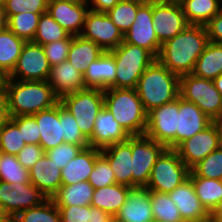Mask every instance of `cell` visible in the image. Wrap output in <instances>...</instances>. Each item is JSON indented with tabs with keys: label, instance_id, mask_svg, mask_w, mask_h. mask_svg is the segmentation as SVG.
<instances>
[{
	"label": "cell",
	"instance_id": "6da1fadb",
	"mask_svg": "<svg viewBox=\"0 0 222 222\" xmlns=\"http://www.w3.org/2000/svg\"><path fill=\"white\" fill-rule=\"evenodd\" d=\"M208 42L205 26L188 25L175 37L161 45L157 60L179 76L190 74Z\"/></svg>",
	"mask_w": 222,
	"mask_h": 222
},
{
	"label": "cell",
	"instance_id": "7a4b0ae2",
	"mask_svg": "<svg viewBox=\"0 0 222 222\" xmlns=\"http://www.w3.org/2000/svg\"><path fill=\"white\" fill-rule=\"evenodd\" d=\"M2 89L8 100L11 117L33 115L60 102L47 81L2 79Z\"/></svg>",
	"mask_w": 222,
	"mask_h": 222
},
{
	"label": "cell",
	"instance_id": "3957f363",
	"mask_svg": "<svg viewBox=\"0 0 222 222\" xmlns=\"http://www.w3.org/2000/svg\"><path fill=\"white\" fill-rule=\"evenodd\" d=\"M179 89L180 76L157 59L144 71L135 88L147 113L177 99Z\"/></svg>",
	"mask_w": 222,
	"mask_h": 222
},
{
	"label": "cell",
	"instance_id": "277c9868",
	"mask_svg": "<svg viewBox=\"0 0 222 222\" xmlns=\"http://www.w3.org/2000/svg\"><path fill=\"white\" fill-rule=\"evenodd\" d=\"M104 107L130 136L144 135L147 112L135 89L107 88L104 90Z\"/></svg>",
	"mask_w": 222,
	"mask_h": 222
},
{
	"label": "cell",
	"instance_id": "5b68a950",
	"mask_svg": "<svg viewBox=\"0 0 222 222\" xmlns=\"http://www.w3.org/2000/svg\"><path fill=\"white\" fill-rule=\"evenodd\" d=\"M115 59V88L135 89L144 71L157 59L149 50L124 41L109 51Z\"/></svg>",
	"mask_w": 222,
	"mask_h": 222
},
{
	"label": "cell",
	"instance_id": "8992f818",
	"mask_svg": "<svg viewBox=\"0 0 222 222\" xmlns=\"http://www.w3.org/2000/svg\"><path fill=\"white\" fill-rule=\"evenodd\" d=\"M60 103L73 115L81 133L89 140L98 112L104 107V90L84 88L63 96Z\"/></svg>",
	"mask_w": 222,
	"mask_h": 222
},
{
	"label": "cell",
	"instance_id": "52a82bcc",
	"mask_svg": "<svg viewBox=\"0 0 222 222\" xmlns=\"http://www.w3.org/2000/svg\"><path fill=\"white\" fill-rule=\"evenodd\" d=\"M180 97L195 103L213 121L222 117V96L212 80L192 73L180 76Z\"/></svg>",
	"mask_w": 222,
	"mask_h": 222
},
{
	"label": "cell",
	"instance_id": "ba28073f",
	"mask_svg": "<svg viewBox=\"0 0 222 222\" xmlns=\"http://www.w3.org/2000/svg\"><path fill=\"white\" fill-rule=\"evenodd\" d=\"M190 168L174 149H166L155 162L146 188L149 191L170 193L189 177Z\"/></svg>",
	"mask_w": 222,
	"mask_h": 222
},
{
	"label": "cell",
	"instance_id": "9c48e42d",
	"mask_svg": "<svg viewBox=\"0 0 222 222\" xmlns=\"http://www.w3.org/2000/svg\"><path fill=\"white\" fill-rule=\"evenodd\" d=\"M178 112L179 97L149 111L144 135L165 145L167 149H175Z\"/></svg>",
	"mask_w": 222,
	"mask_h": 222
},
{
	"label": "cell",
	"instance_id": "30bf717a",
	"mask_svg": "<svg viewBox=\"0 0 222 222\" xmlns=\"http://www.w3.org/2000/svg\"><path fill=\"white\" fill-rule=\"evenodd\" d=\"M166 149L145 135L132 136V188L147 186L155 162Z\"/></svg>",
	"mask_w": 222,
	"mask_h": 222
},
{
	"label": "cell",
	"instance_id": "8fae6325",
	"mask_svg": "<svg viewBox=\"0 0 222 222\" xmlns=\"http://www.w3.org/2000/svg\"><path fill=\"white\" fill-rule=\"evenodd\" d=\"M84 39L93 41L104 51H111L124 40V34L115 26L106 12H87L83 30L80 34Z\"/></svg>",
	"mask_w": 222,
	"mask_h": 222
},
{
	"label": "cell",
	"instance_id": "7c38bea8",
	"mask_svg": "<svg viewBox=\"0 0 222 222\" xmlns=\"http://www.w3.org/2000/svg\"><path fill=\"white\" fill-rule=\"evenodd\" d=\"M51 66L44 54L42 45L28 41L8 79L20 81H47Z\"/></svg>",
	"mask_w": 222,
	"mask_h": 222
},
{
	"label": "cell",
	"instance_id": "4fadbf2b",
	"mask_svg": "<svg viewBox=\"0 0 222 222\" xmlns=\"http://www.w3.org/2000/svg\"><path fill=\"white\" fill-rule=\"evenodd\" d=\"M152 19L155 34L161 44L175 37L189 25L178 2L152 0Z\"/></svg>",
	"mask_w": 222,
	"mask_h": 222
},
{
	"label": "cell",
	"instance_id": "5bb4252c",
	"mask_svg": "<svg viewBox=\"0 0 222 222\" xmlns=\"http://www.w3.org/2000/svg\"><path fill=\"white\" fill-rule=\"evenodd\" d=\"M48 198L36 186L30 183H13L0 180V203L9 214L38 206Z\"/></svg>",
	"mask_w": 222,
	"mask_h": 222
},
{
	"label": "cell",
	"instance_id": "9a60e30c",
	"mask_svg": "<svg viewBox=\"0 0 222 222\" xmlns=\"http://www.w3.org/2000/svg\"><path fill=\"white\" fill-rule=\"evenodd\" d=\"M125 43L137 45L149 50L156 58L161 49V43L154 31L152 19V0L144 1L139 7L134 23L124 33Z\"/></svg>",
	"mask_w": 222,
	"mask_h": 222
},
{
	"label": "cell",
	"instance_id": "2e32d148",
	"mask_svg": "<svg viewBox=\"0 0 222 222\" xmlns=\"http://www.w3.org/2000/svg\"><path fill=\"white\" fill-rule=\"evenodd\" d=\"M220 147L219 131L213 121L204 130L180 143L174 150L191 169L199 161Z\"/></svg>",
	"mask_w": 222,
	"mask_h": 222
},
{
	"label": "cell",
	"instance_id": "e0dca14e",
	"mask_svg": "<svg viewBox=\"0 0 222 222\" xmlns=\"http://www.w3.org/2000/svg\"><path fill=\"white\" fill-rule=\"evenodd\" d=\"M86 0H48L47 12L70 35L79 36L89 11Z\"/></svg>",
	"mask_w": 222,
	"mask_h": 222
},
{
	"label": "cell",
	"instance_id": "ac0fdd59",
	"mask_svg": "<svg viewBox=\"0 0 222 222\" xmlns=\"http://www.w3.org/2000/svg\"><path fill=\"white\" fill-rule=\"evenodd\" d=\"M213 122L195 103L179 96V112L177 114L176 147L183 141L193 137Z\"/></svg>",
	"mask_w": 222,
	"mask_h": 222
},
{
	"label": "cell",
	"instance_id": "d6986e66",
	"mask_svg": "<svg viewBox=\"0 0 222 222\" xmlns=\"http://www.w3.org/2000/svg\"><path fill=\"white\" fill-rule=\"evenodd\" d=\"M101 154L108 160L116 183L132 188V136L101 149Z\"/></svg>",
	"mask_w": 222,
	"mask_h": 222
},
{
	"label": "cell",
	"instance_id": "ffe728a7",
	"mask_svg": "<svg viewBox=\"0 0 222 222\" xmlns=\"http://www.w3.org/2000/svg\"><path fill=\"white\" fill-rule=\"evenodd\" d=\"M130 135L114 119L113 114L105 107L101 108L95 119L93 134L89 145L103 149L109 145L126 141Z\"/></svg>",
	"mask_w": 222,
	"mask_h": 222
},
{
	"label": "cell",
	"instance_id": "44dd1931",
	"mask_svg": "<svg viewBox=\"0 0 222 222\" xmlns=\"http://www.w3.org/2000/svg\"><path fill=\"white\" fill-rule=\"evenodd\" d=\"M115 217L123 222L154 221L149 190L146 187L131 188Z\"/></svg>",
	"mask_w": 222,
	"mask_h": 222
},
{
	"label": "cell",
	"instance_id": "7402d4cb",
	"mask_svg": "<svg viewBox=\"0 0 222 222\" xmlns=\"http://www.w3.org/2000/svg\"><path fill=\"white\" fill-rule=\"evenodd\" d=\"M168 195L177 206L184 222H200L211 216L202 206L189 178Z\"/></svg>",
	"mask_w": 222,
	"mask_h": 222
},
{
	"label": "cell",
	"instance_id": "603a6c76",
	"mask_svg": "<svg viewBox=\"0 0 222 222\" xmlns=\"http://www.w3.org/2000/svg\"><path fill=\"white\" fill-rule=\"evenodd\" d=\"M47 82L59 99L85 88L83 74L68 60L51 67Z\"/></svg>",
	"mask_w": 222,
	"mask_h": 222
},
{
	"label": "cell",
	"instance_id": "cb8c5ba5",
	"mask_svg": "<svg viewBox=\"0 0 222 222\" xmlns=\"http://www.w3.org/2000/svg\"><path fill=\"white\" fill-rule=\"evenodd\" d=\"M116 63L109 51H104L94 62L88 64L83 74L85 88H98L106 90L115 88Z\"/></svg>",
	"mask_w": 222,
	"mask_h": 222
},
{
	"label": "cell",
	"instance_id": "d4e9b609",
	"mask_svg": "<svg viewBox=\"0 0 222 222\" xmlns=\"http://www.w3.org/2000/svg\"><path fill=\"white\" fill-rule=\"evenodd\" d=\"M30 182L47 198H51L61 187V169L46 155L29 169Z\"/></svg>",
	"mask_w": 222,
	"mask_h": 222
},
{
	"label": "cell",
	"instance_id": "484cf974",
	"mask_svg": "<svg viewBox=\"0 0 222 222\" xmlns=\"http://www.w3.org/2000/svg\"><path fill=\"white\" fill-rule=\"evenodd\" d=\"M101 154V149L92 146L83 148L63 169H61L62 185H72L88 181L94 169L96 158Z\"/></svg>",
	"mask_w": 222,
	"mask_h": 222
},
{
	"label": "cell",
	"instance_id": "4316f807",
	"mask_svg": "<svg viewBox=\"0 0 222 222\" xmlns=\"http://www.w3.org/2000/svg\"><path fill=\"white\" fill-rule=\"evenodd\" d=\"M40 132V146L45 150L64 143L62 123L59 120V103L54 107L33 114Z\"/></svg>",
	"mask_w": 222,
	"mask_h": 222
},
{
	"label": "cell",
	"instance_id": "83f0119b",
	"mask_svg": "<svg viewBox=\"0 0 222 222\" xmlns=\"http://www.w3.org/2000/svg\"><path fill=\"white\" fill-rule=\"evenodd\" d=\"M202 206L211 216L222 213V180L188 177Z\"/></svg>",
	"mask_w": 222,
	"mask_h": 222
},
{
	"label": "cell",
	"instance_id": "f1b7e54d",
	"mask_svg": "<svg viewBox=\"0 0 222 222\" xmlns=\"http://www.w3.org/2000/svg\"><path fill=\"white\" fill-rule=\"evenodd\" d=\"M26 41L8 27L0 32V77H8L14 70Z\"/></svg>",
	"mask_w": 222,
	"mask_h": 222
},
{
	"label": "cell",
	"instance_id": "f546056e",
	"mask_svg": "<svg viewBox=\"0 0 222 222\" xmlns=\"http://www.w3.org/2000/svg\"><path fill=\"white\" fill-rule=\"evenodd\" d=\"M130 189L129 186L117 183L94 189L91 206L99 208L113 217L125 203Z\"/></svg>",
	"mask_w": 222,
	"mask_h": 222
},
{
	"label": "cell",
	"instance_id": "4dcf8cb0",
	"mask_svg": "<svg viewBox=\"0 0 222 222\" xmlns=\"http://www.w3.org/2000/svg\"><path fill=\"white\" fill-rule=\"evenodd\" d=\"M104 52L93 41L82 36H73L67 60L82 74L87 70L88 64L96 61Z\"/></svg>",
	"mask_w": 222,
	"mask_h": 222
},
{
	"label": "cell",
	"instance_id": "1f68e13d",
	"mask_svg": "<svg viewBox=\"0 0 222 222\" xmlns=\"http://www.w3.org/2000/svg\"><path fill=\"white\" fill-rule=\"evenodd\" d=\"M192 74L212 81L222 74V43H207L195 63Z\"/></svg>",
	"mask_w": 222,
	"mask_h": 222
},
{
	"label": "cell",
	"instance_id": "d6a6232c",
	"mask_svg": "<svg viewBox=\"0 0 222 222\" xmlns=\"http://www.w3.org/2000/svg\"><path fill=\"white\" fill-rule=\"evenodd\" d=\"M183 13L189 25L205 26L222 9V0H182Z\"/></svg>",
	"mask_w": 222,
	"mask_h": 222
},
{
	"label": "cell",
	"instance_id": "836d02e7",
	"mask_svg": "<svg viewBox=\"0 0 222 222\" xmlns=\"http://www.w3.org/2000/svg\"><path fill=\"white\" fill-rule=\"evenodd\" d=\"M94 188L88 181L61 185L58 191L51 197L59 208L60 206H85L91 205Z\"/></svg>",
	"mask_w": 222,
	"mask_h": 222
},
{
	"label": "cell",
	"instance_id": "e575fe53",
	"mask_svg": "<svg viewBox=\"0 0 222 222\" xmlns=\"http://www.w3.org/2000/svg\"><path fill=\"white\" fill-rule=\"evenodd\" d=\"M143 0H120L113 8L106 13L111 21L118 27L122 33L127 32L135 21L138 7Z\"/></svg>",
	"mask_w": 222,
	"mask_h": 222
},
{
	"label": "cell",
	"instance_id": "d590c367",
	"mask_svg": "<svg viewBox=\"0 0 222 222\" xmlns=\"http://www.w3.org/2000/svg\"><path fill=\"white\" fill-rule=\"evenodd\" d=\"M154 221L184 222L174 201L166 193L149 191Z\"/></svg>",
	"mask_w": 222,
	"mask_h": 222
},
{
	"label": "cell",
	"instance_id": "8d00e7d4",
	"mask_svg": "<svg viewBox=\"0 0 222 222\" xmlns=\"http://www.w3.org/2000/svg\"><path fill=\"white\" fill-rule=\"evenodd\" d=\"M41 14L44 13L24 12L12 15L7 19V27L26 42L33 41Z\"/></svg>",
	"mask_w": 222,
	"mask_h": 222
},
{
	"label": "cell",
	"instance_id": "74e56055",
	"mask_svg": "<svg viewBox=\"0 0 222 222\" xmlns=\"http://www.w3.org/2000/svg\"><path fill=\"white\" fill-rule=\"evenodd\" d=\"M69 35L70 34L46 12L39 17L36 35L32 42L45 45L53 41L66 39Z\"/></svg>",
	"mask_w": 222,
	"mask_h": 222
},
{
	"label": "cell",
	"instance_id": "f35d334b",
	"mask_svg": "<svg viewBox=\"0 0 222 222\" xmlns=\"http://www.w3.org/2000/svg\"><path fill=\"white\" fill-rule=\"evenodd\" d=\"M189 177L222 180V148L214 150L190 169Z\"/></svg>",
	"mask_w": 222,
	"mask_h": 222
},
{
	"label": "cell",
	"instance_id": "ab89813d",
	"mask_svg": "<svg viewBox=\"0 0 222 222\" xmlns=\"http://www.w3.org/2000/svg\"><path fill=\"white\" fill-rule=\"evenodd\" d=\"M17 218L19 222H61L59 209L51 198L38 206L19 212Z\"/></svg>",
	"mask_w": 222,
	"mask_h": 222
},
{
	"label": "cell",
	"instance_id": "60d3db41",
	"mask_svg": "<svg viewBox=\"0 0 222 222\" xmlns=\"http://www.w3.org/2000/svg\"><path fill=\"white\" fill-rule=\"evenodd\" d=\"M0 180L9 184L30 183L29 170L20 164L16 155L4 153L0 163Z\"/></svg>",
	"mask_w": 222,
	"mask_h": 222
},
{
	"label": "cell",
	"instance_id": "b9f144b4",
	"mask_svg": "<svg viewBox=\"0 0 222 222\" xmlns=\"http://www.w3.org/2000/svg\"><path fill=\"white\" fill-rule=\"evenodd\" d=\"M59 120L62 123V135L64 142L89 147V141L81 133L77 121L73 115L59 102Z\"/></svg>",
	"mask_w": 222,
	"mask_h": 222
},
{
	"label": "cell",
	"instance_id": "7bdbcfd3",
	"mask_svg": "<svg viewBox=\"0 0 222 222\" xmlns=\"http://www.w3.org/2000/svg\"><path fill=\"white\" fill-rule=\"evenodd\" d=\"M19 128L9 120L0 128V147L5 154L17 155L26 145Z\"/></svg>",
	"mask_w": 222,
	"mask_h": 222
},
{
	"label": "cell",
	"instance_id": "ee69618b",
	"mask_svg": "<svg viewBox=\"0 0 222 222\" xmlns=\"http://www.w3.org/2000/svg\"><path fill=\"white\" fill-rule=\"evenodd\" d=\"M88 182L94 189L103 188L116 183L114 172L108 160L100 154L95 161V166L91 172Z\"/></svg>",
	"mask_w": 222,
	"mask_h": 222
},
{
	"label": "cell",
	"instance_id": "f6af8a7d",
	"mask_svg": "<svg viewBox=\"0 0 222 222\" xmlns=\"http://www.w3.org/2000/svg\"><path fill=\"white\" fill-rule=\"evenodd\" d=\"M7 19L15 14L32 12L46 13L48 0H2Z\"/></svg>",
	"mask_w": 222,
	"mask_h": 222
},
{
	"label": "cell",
	"instance_id": "bcb514c9",
	"mask_svg": "<svg viewBox=\"0 0 222 222\" xmlns=\"http://www.w3.org/2000/svg\"><path fill=\"white\" fill-rule=\"evenodd\" d=\"M20 130L22 139L26 144H40L38 123L33 115H22L10 119Z\"/></svg>",
	"mask_w": 222,
	"mask_h": 222
},
{
	"label": "cell",
	"instance_id": "7dc6e473",
	"mask_svg": "<svg viewBox=\"0 0 222 222\" xmlns=\"http://www.w3.org/2000/svg\"><path fill=\"white\" fill-rule=\"evenodd\" d=\"M83 147L67 142L45 151V155L52 160L60 169H63L75 158Z\"/></svg>",
	"mask_w": 222,
	"mask_h": 222
},
{
	"label": "cell",
	"instance_id": "c3c4849f",
	"mask_svg": "<svg viewBox=\"0 0 222 222\" xmlns=\"http://www.w3.org/2000/svg\"><path fill=\"white\" fill-rule=\"evenodd\" d=\"M72 38L73 36L69 35L66 39L42 45L44 54L51 67L67 60Z\"/></svg>",
	"mask_w": 222,
	"mask_h": 222
},
{
	"label": "cell",
	"instance_id": "681fc988",
	"mask_svg": "<svg viewBox=\"0 0 222 222\" xmlns=\"http://www.w3.org/2000/svg\"><path fill=\"white\" fill-rule=\"evenodd\" d=\"M61 222H89V205L85 206H60Z\"/></svg>",
	"mask_w": 222,
	"mask_h": 222
},
{
	"label": "cell",
	"instance_id": "f907efd6",
	"mask_svg": "<svg viewBox=\"0 0 222 222\" xmlns=\"http://www.w3.org/2000/svg\"><path fill=\"white\" fill-rule=\"evenodd\" d=\"M44 155L45 150L40 145L26 144L16 156L20 164L29 170Z\"/></svg>",
	"mask_w": 222,
	"mask_h": 222
},
{
	"label": "cell",
	"instance_id": "816d5d0a",
	"mask_svg": "<svg viewBox=\"0 0 222 222\" xmlns=\"http://www.w3.org/2000/svg\"><path fill=\"white\" fill-rule=\"evenodd\" d=\"M208 40L213 43H222V9L206 25Z\"/></svg>",
	"mask_w": 222,
	"mask_h": 222
},
{
	"label": "cell",
	"instance_id": "f5cc1de1",
	"mask_svg": "<svg viewBox=\"0 0 222 222\" xmlns=\"http://www.w3.org/2000/svg\"><path fill=\"white\" fill-rule=\"evenodd\" d=\"M120 0H86V2H91L92 5H88L90 10L96 12H107L109 9L113 8Z\"/></svg>",
	"mask_w": 222,
	"mask_h": 222
},
{
	"label": "cell",
	"instance_id": "db71d44e",
	"mask_svg": "<svg viewBox=\"0 0 222 222\" xmlns=\"http://www.w3.org/2000/svg\"><path fill=\"white\" fill-rule=\"evenodd\" d=\"M11 119L8 100L3 89H0V128Z\"/></svg>",
	"mask_w": 222,
	"mask_h": 222
},
{
	"label": "cell",
	"instance_id": "11a10c76",
	"mask_svg": "<svg viewBox=\"0 0 222 222\" xmlns=\"http://www.w3.org/2000/svg\"><path fill=\"white\" fill-rule=\"evenodd\" d=\"M112 216L105 211L89 205V222H109Z\"/></svg>",
	"mask_w": 222,
	"mask_h": 222
},
{
	"label": "cell",
	"instance_id": "9f6ffc18",
	"mask_svg": "<svg viewBox=\"0 0 222 222\" xmlns=\"http://www.w3.org/2000/svg\"><path fill=\"white\" fill-rule=\"evenodd\" d=\"M6 28H7V17H6L3 1L0 0V32Z\"/></svg>",
	"mask_w": 222,
	"mask_h": 222
},
{
	"label": "cell",
	"instance_id": "6f0895ef",
	"mask_svg": "<svg viewBox=\"0 0 222 222\" xmlns=\"http://www.w3.org/2000/svg\"><path fill=\"white\" fill-rule=\"evenodd\" d=\"M215 88L220 92L222 96V74H220L217 78L213 80Z\"/></svg>",
	"mask_w": 222,
	"mask_h": 222
},
{
	"label": "cell",
	"instance_id": "680465c9",
	"mask_svg": "<svg viewBox=\"0 0 222 222\" xmlns=\"http://www.w3.org/2000/svg\"><path fill=\"white\" fill-rule=\"evenodd\" d=\"M214 122L219 131L220 147L222 148V118L216 119Z\"/></svg>",
	"mask_w": 222,
	"mask_h": 222
},
{
	"label": "cell",
	"instance_id": "91938a15",
	"mask_svg": "<svg viewBox=\"0 0 222 222\" xmlns=\"http://www.w3.org/2000/svg\"><path fill=\"white\" fill-rule=\"evenodd\" d=\"M0 222H19L17 215L8 214L6 217L1 218Z\"/></svg>",
	"mask_w": 222,
	"mask_h": 222
},
{
	"label": "cell",
	"instance_id": "94428289",
	"mask_svg": "<svg viewBox=\"0 0 222 222\" xmlns=\"http://www.w3.org/2000/svg\"><path fill=\"white\" fill-rule=\"evenodd\" d=\"M200 222H221L219 216H210L208 219Z\"/></svg>",
	"mask_w": 222,
	"mask_h": 222
},
{
	"label": "cell",
	"instance_id": "6125c7cd",
	"mask_svg": "<svg viewBox=\"0 0 222 222\" xmlns=\"http://www.w3.org/2000/svg\"><path fill=\"white\" fill-rule=\"evenodd\" d=\"M8 214L5 207L0 203V219L6 217Z\"/></svg>",
	"mask_w": 222,
	"mask_h": 222
},
{
	"label": "cell",
	"instance_id": "be15d7a7",
	"mask_svg": "<svg viewBox=\"0 0 222 222\" xmlns=\"http://www.w3.org/2000/svg\"><path fill=\"white\" fill-rule=\"evenodd\" d=\"M109 222H123V221L118 220L115 216H113V217L109 220Z\"/></svg>",
	"mask_w": 222,
	"mask_h": 222
},
{
	"label": "cell",
	"instance_id": "e7e4bbea",
	"mask_svg": "<svg viewBox=\"0 0 222 222\" xmlns=\"http://www.w3.org/2000/svg\"><path fill=\"white\" fill-rule=\"evenodd\" d=\"M159 1H162V2H178V3H180L182 0H159Z\"/></svg>",
	"mask_w": 222,
	"mask_h": 222
},
{
	"label": "cell",
	"instance_id": "03108f58",
	"mask_svg": "<svg viewBox=\"0 0 222 222\" xmlns=\"http://www.w3.org/2000/svg\"><path fill=\"white\" fill-rule=\"evenodd\" d=\"M3 155H4V152H3V150H2L1 147H0V163H1V160H2Z\"/></svg>",
	"mask_w": 222,
	"mask_h": 222
},
{
	"label": "cell",
	"instance_id": "003e7915",
	"mask_svg": "<svg viewBox=\"0 0 222 222\" xmlns=\"http://www.w3.org/2000/svg\"><path fill=\"white\" fill-rule=\"evenodd\" d=\"M2 88V78L0 77V89Z\"/></svg>",
	"mask_w": 222,
	"mask_h": 222
},
{
	"label": "cell",
	"instance_id": "a7ac6f4b",
	"mask_svg": "<svg viewBox=\"0 0 222 222\" xmlns=\"http://www.w3.org/2000/svg\"><path fill=\"white\" fill-rule=\"evenodd\" d=\"M220 221L222 222V213L219 215Z\"/></svg>",
	"mask_w": 222,
	"mask_h": 222
}]
</instances>
